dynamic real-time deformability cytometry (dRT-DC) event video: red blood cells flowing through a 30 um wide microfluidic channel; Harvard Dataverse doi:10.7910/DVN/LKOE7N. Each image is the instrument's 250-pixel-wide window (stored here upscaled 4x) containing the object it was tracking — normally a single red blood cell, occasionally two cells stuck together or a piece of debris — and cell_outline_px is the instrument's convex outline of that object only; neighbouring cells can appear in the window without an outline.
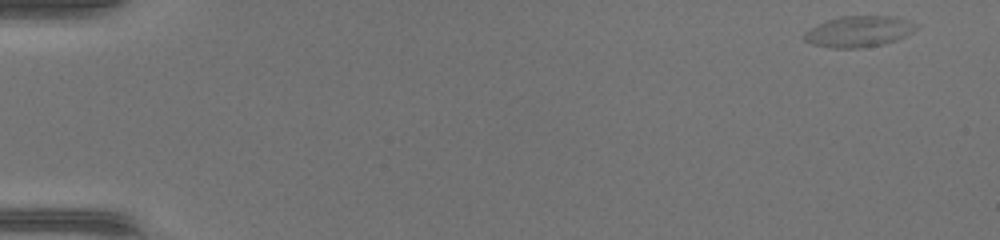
{"species": "common noctule bat (a hibernating species)", "species_latin": "Nyctalus noctula", "temperature_condition": "warm", "stored_images_in_passage": 50, "camera_frame_rate_fps": 3000, "um_per_image_px": 0.085, "animal": {"sex": "female", "body_mass_g": 17.0, "forearm_length_mm": 48.0}, "frame": {"image": 1, "passage_image": 1, "time_ms": 0.0, "image_size_px": [1000, 240], "cell_outline_px": [[920, 28], [896, 40], [884, 44], [860, 48], [832, 48], [812, 44], [804, 40], [804, 32], [828, 20], [840, 16], [896, 16], [920, 24]], "centroid_in_image_um": [73.06, 2.67], "position_along_channel_um": 11.9, "area_um2": 20.29}}
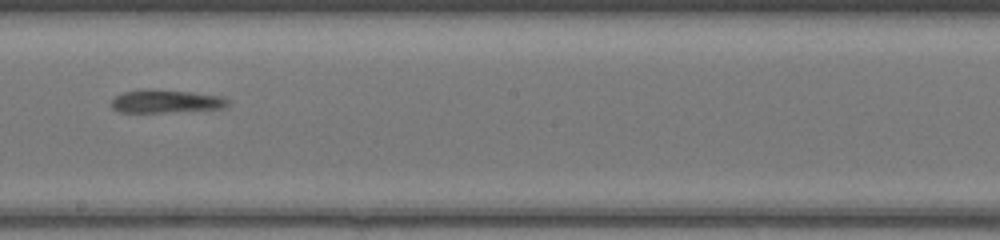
{"frame": {"image": 2, "passage_image": 29, "time_ms": 9.333, "image_size_px": [1000, 240], "cell_outline_px": [[228, 104], [224, 108], [164, 112], [120, 112], [112, 108], [112, 100], [116, 96], [124, 92], [144, 88], [192, 92], [224, 96], [228, 100]], "centroid_in_image_um": [14.11, 8.6], "position_along_channel_um": 234.1, "area_um2": 15.66}}
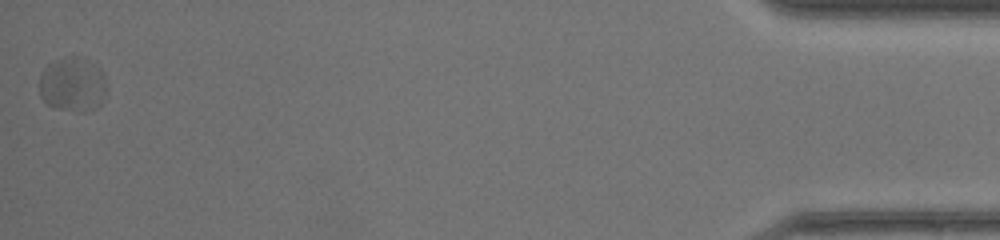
{"frame": {"image": 3, "passage_image": 50, "time_ms": 16.333, "image_size_px": [1000, 240], "cell_outline_px": [[108, 88], [104, 100], [96, 108], [84, 112], [80, 112], [60, 108], [48, 104], [40, 96], [40, 72], [48, 64], [56, 60], [68, 56], [76, 56], [100, 68], [104, 72]], "centroid_in_image_um": [6.21, 7.19], "position_along_channel_um": 429.0, "area_um2": 21.5}}